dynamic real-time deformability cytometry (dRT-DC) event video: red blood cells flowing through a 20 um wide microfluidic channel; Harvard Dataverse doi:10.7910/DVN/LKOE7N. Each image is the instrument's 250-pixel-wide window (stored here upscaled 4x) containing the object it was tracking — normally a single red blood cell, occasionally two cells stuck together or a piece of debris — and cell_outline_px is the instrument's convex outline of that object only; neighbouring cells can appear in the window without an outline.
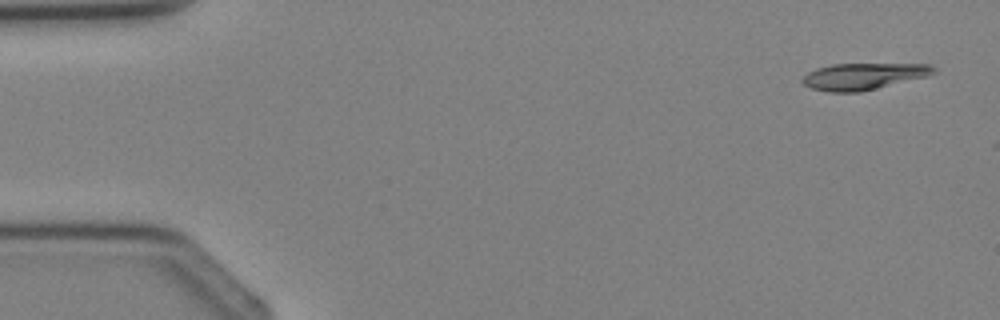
{"species": "Egyptian fruit bat (a non-hibernating species)", "species_latin": "Rousettus aegyptiacus", "temperature_condition": "cold", "stored_images_in_passage": 6, "camera_frame_rate_fps": 3000, "um_per_image_px": 0.085, "animal": {"sex": "female"}, "frame": {"image": 1, "passage_image": 1, "time_ms": 0.0, "image_size_px": [1000, 320], "cell_outline_px": [[936, 72], [928, 76], [860, 92], [828, 92], [812, 88], [804, 84], [800, 80], [808, 72], [816, 68], [832, 64], [932, 64], [936, 68]], "centroid_in_image_um": [73.4, 6.48], "position_along_channel_um": 11.6, "area_um2": 20.35}}